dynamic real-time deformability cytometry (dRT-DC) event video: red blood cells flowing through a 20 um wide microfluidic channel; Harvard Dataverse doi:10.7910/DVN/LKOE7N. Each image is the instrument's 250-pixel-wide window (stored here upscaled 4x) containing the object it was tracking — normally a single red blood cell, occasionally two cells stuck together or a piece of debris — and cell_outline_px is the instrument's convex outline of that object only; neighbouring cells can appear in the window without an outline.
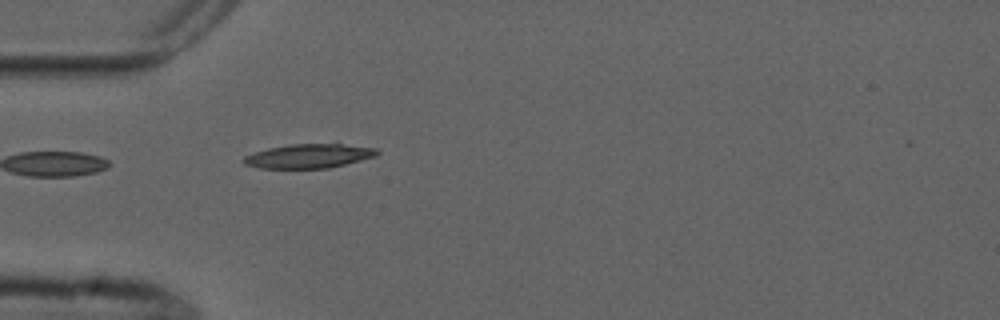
{"species": "common noctule bat (a hibernating species)", "species_latin": "Nyctalus noctula", "temperature_condition": "cold", "stored_images_in_passage": 3, "camera_frame_rate_fps": 3000, "um_per_image_px": 0.085, "animal": {"sex": "male", "forearm_length_mm": 52.5}, "frame": {"image": 1, "passage_image": 3, "time_ms": 3.0, "image_size_px": [1000, 320], "cell_outline_px": [[380, 152], [376, 156], [328, 168], [260, 168], [244, 164], [240, 160], [244, 156], [268, 148], [288, 144], [340, 144], [376, 148]], "centroid_in_image_um": [26.21, 13.26], "position_along_channel_um": 58.8, "area_um2": 18.61}}